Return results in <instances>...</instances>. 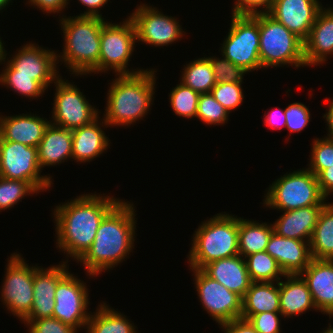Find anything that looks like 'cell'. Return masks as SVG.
I'll return each instance as SVG.
<instances>
[{"label":"cell","mask_w":333,"mask_h":333,"mask_svg":"<svg viewBox=\"0 0 333 333\" xmlns=\"http://www.w3.org/2000/svg\"><path fill=\"white\" fill-rule=\"evenodd\" d=\"M224 333H259L249 320L238 318L220 325Z\"/></svg>","instance_id":"47"},{"label":"cell","mask_w":333,"mask_h":333,"mask_svg":"<svg viewBox=\"0 0 333 333\" xmlns=\"http://www.w3.org/2000/svg\"><path fill=\"white\" fill-rule=\"evenodd\" d=\"M41 170L72 159V130L49 124L37 146Z\"/></svg>","instance_id":"27"},{"label":"cell","mask_w":333,"mask_h":333,"mask_svg":"<svg viewBox=\"0 0 333 333\" xmlns=\"http://www.w3.org/2000/svg\"><path fill=\"white\" fill-rule=\"evenodd\" d=\"M29 329L28 333H78V329L64 324L55 317L41 319H22Z\"/></svg>","instance_id":"42"},{"label":"cell","mask_w":333,"mask_h":333,"mask_svg":"<svg viewBox=\"0 0 333 333\" xmlns=\"http://www.w3.org/2000/svg\"><path fill=\"white\" fill-rule=\"evenodd\" d=\"M326 201L316 206L282 211L283 214L272 224L273 231L279 236L310 242L319 215L328 203Z\"/></svg>","instance_id":"24"},{"label":"cell","mask_w":333,"mask_h":333,"mask_svg":"<svg viewBox=\"0 0 333 333\" xmlns=\"http://www.w3.org/2000/svg\"><path fill=\"white\" fill-rule=\"evenodd\" d=\"M231 17L230 29L221 44V55L250 72L262 68L259 56V14Z\"/></svg>","instance_id":"9"},{"label":"cell","mask_w":333,"mask_h":333,"mask_svg":"<svg viewBox=\"0 0 333 333\" xmlns=\"http://www.w3.org/2000/svg\"><path fill=\"white\" fill-rule=\"evenodd\" d=\"M317 179L322 195L329 199V196L333 195V165L324 169Z\"/></svg>","instance_id":"48"},{"label":"cell","mask_w":333,"mask_h":333,"mask_svg":"<svg viewBox=\"0 0 333 333\" xmlns=\"http://www.w3.org/2000/svg\"><path fill=\"white\" fill-rule=\"evenodd\" d=\"M273 0H235L231 15L253 16L269 13Z\"/></svg>","instance_id":"43"},{"label":"cell","mask_w":333,"mask_h":333,"mask_svg":"<svg viewBox=\"0 0 333 333\" xmlns=\"http://www.w3.org/2000/svg\"><path fill=\"white\" fill-rule=\"evenodd\" d=\"M263 312H280L279 281L252 282L242 298L241 318L248 320L252 315Z\"/></svg>","instance_id":"28"},{"label":"cell","mask_w":333,"mask_h":333,"mask_svg":"<svg viewBox=\"0 0 333 333\" xmlns=\"http://www.w3.org/2000/svg\"><path fill=\"white\" fill-rule=\"evenodd\" d=\"M259 34L262 69L306 66L304 42L268 13L259 14Z\"/></svg>","instance_id":"6"},{"label":"cell","mask_w":333,"mask_h":333,"mask_svg":"<svg viewBox=\"0 0 333 333\" xmlns=\"http://www.w3.org/2000/svg\"><path fill=\"white\" fill-rule=\"evenodd\" d=\"M280 312H263L252 315L248 320L259 333H281Z\"/></svg>","instance_id":"44"},{"label":"cell","mask_w":333,"mask_h":333,"mask_svg":"<svg viewBox=\"0 0 333 333\" xmlns=\"http://www.w3.org/2000/svg\"><path fill=\"white\" fill-rule=\"evenodd\" d=\"M70 0H27L26 4L33 6V8L39 9L44 13L56 14L63 13L65 8L70 5Z\"/></svg>","instance_id":"45"},{"label":"cell","mask_w":333,"mask_h":333,"mask_svg":"<svg viewBox=\"0 0 333 333\" xmlns=\"http://www.w3.org/2000/svg\"><path fill=\"white\" fill-rule=\"evenodd\" d=\"M51 124L73 130L92 123L99 117L98 109L91 105L80 88L60 76L54 83Z\"/></svg>","instance_id":"12"},{"label":"cell","mask_w":333,"mask_h":333,"mask_svg":"<svg viewBox=\"0 0 333 333\" xmlns=\"http://www.w3.org/2000/svg\"><path fill=\"white\" fill-rule=\"evenodd\" d=\"M135 212L134 203L121 199L105 215L92 245L77 261L84 266L89 279L127 260L135 246Z\"/></svg>","instance_id":"2"},{"label":"cell","mask_w":333,"mask_h":333,"mask_svg":"<svg viewBox=\"0 0 333 333\" xmlns=\"http://www.w3.org/2000/svg\"><path fill=\"white\" fill-rule=\"evenodd\" d=\"M12 2V0H0V11L2 12V10L5 9Z\"/></svg>","instance_id":"51"},{"label":"cell","mask_w":333,"mask_h":333,"mask_svg":"<svg viewBox=\"0 0 333 333\" xmlns=\"http://www.w3.org/2000/svg\"><path fill=\"white\" fill-rule=\"evenodd\" d=\"M208 58L211 61L216 83H242L245 74L248 73L242 67L226 59L223 55L221 58L215 56Z\"/></svg>","instance_id":"40"},{"label":"cell","mask_w":333,"mask_h":333,"mask_svg":"<svg viewBox=\"0 0 333 333\" xmlns=\"http://www.w3.org/2000/svg\"><path fill=\"white\" fill-rule=\"evenodd\" d=\"M21 47L17 49L18 52L16 50V54H13L12 57L8 55L11 59L7 57L5 47L3 48L0 64L6 66L3 65L2 71H16V75L34 76V80L38 81L45 89L55 83L60 77L57 51H51V48L46 49L32 42H26Z\"/></svg>","instance_id":"13"},{"label":"cell","mask_w":333,"mask_h":333,"mask_svg":"<svg viewBox=\"0 0 333 333\" xmlns=\"http://www.w3.org/2000/svg\"><path fill=\"white\" fill-rule=\"evenodd\" d=\"M189 270L193 272V284H195L198 299L205 312L207 311L218 325L241 318L242 297L240 295L230 291L201 269L190 268Z\"/></svg>","instance_id":"15"},{"label":"cell","mask_w":333,"mask_h":333,"mask_svg":"<svg viewBox=\"0 0 333 333\" xmlns=\"http://www.w3.org/2000/svg\"><path fill=\"white\" fill-rule=\"evenodd\" d=\"M105 127L108 128L109 125L103 118L98 117L92 123L72 130V159L74 162L75 160L80 164L91 162L107 151L111 142L104 131Z\"/></svg>","instance_id":"23"},{"label":"cell","mask_w":333,"mask_h":333,"mask_svg":"<svg viewBox=\"0 0 333 333\" xmlns=\"http://www.w3.org/2000/svg\"><path fill=\"white\" fill-rule=\"evenodd\" d=\"M333 57V8H322L304 41L306 66H318Z\"/></svg>","instance_id":"20"},{"label":"cell","mask_w":333,"mask_h":333,"mask_svg":"<svg viewBox=\"0 0 333 333\" xmlns=\"http://www.w3.org/2000/svg\"><path fill=\"white\" fill-rule=\"evenodd\" d=\"M51 121L30 113L3 116L0 115V137L6 141L18 142L37 147Z\"/></svg>","instance_id":"22"},{"label":"cell","mask_w":333,"mask_h":333,"mask_svg":"<svg viewBox=\"0 0 333 333\" xmlns=\"http://www.w3.org/2000/svg\"><path fill=\"white\" fill-rule=\"evenodd\" d=\"M245 261L252 282H278L285 276L277 261L266 251L250 254Z\"/></svg>","instance_id":"33"},{"label":"cell","mask_w":333,"mask_h":333,"mask_svg":"<svg viewBox=\"0 0 333 333\" xmlns=\"http://www.w3.org/2000/svg\"><path fill=\"white\" fill-rule=\"evenodd\" d=\"M106 302H101L95 312H91L86 325V333H136L135 326L127 315L109 307ZM139 333V332H137Z\"/></svg>","instance_id":"29"},{"label":"cell","mask_w":333,"mask_h":333,"mask_svg":"<svg viewBox=\"0 0 333 333\" xmlns=\"http://www.w3.org/2000/svg\"><path fill=\"white\" fill-rule=\"evenodd\" d=\"M2 41H3V40H1V38H0V58L2 57V54H3V48H4V44H5V43H3Z\"/></svg>","instance_id":"53"},{"label":"cell","mask_w":333,"mask_h":333,"mask_svg":"<svg viewBox=\"0 0 333 333\" xmlns=\"http://www.w3.org/2000/svg\"><path fill=\"white\" fill-rule=\"evenodd\" d=\"M329 326L323 330L321 333H333V326L331 325V323L328 324Z\"/></svg>","instance_id":"52"},{"label":"cell","mask_w":333,"mask_h":333,"mask_svg":"<svg viewBox=\"0 0 333 333\" xmlns=\"http://www.w3.org/2000/svg\"><path fill=\"white\" fill-rule=\"evenodd\" d=\"M19 252L12 253L7 258L5 274L1 287V302L9 313L22 320L33 306L34 273L41 267L30 265Z\"/></svg>","instance_id":"10"},{"label":"cell","mask_w":333,"mask_h":333,"mask_svg":"<svg viewBox=\"0 0 333 333\" xmlns=\"http://www.w3.org/2000/svg\"><path fill=\"white\" fill-rule=\"evenodd\" d=\"M322 8L319 0H273L268 14L304 42Z\"/></svg>","instance_id":"17"},{"label":"cell","mask_w":333,"mask_h":333,"mask_svg":"<svg viewBox=\"0 0 333 333\" xmlns=\"http://www.w3.org/2000/svg\"><path fill=\"white\" fill-rule=\"evenodd\" d=\"M40 192L28 181L0 177V212L7 210L25 199V196ZM2 210V211H1Z\"/></svg>","instance_id":"35"},{"label":"cell","mask_w":333,"mask_h":333,"mask_svg":"<svg viewBox=\"0 0 333 333\" xmlns=\"http://www.w3.org/2000/svg\"><path fill=\"white\" fill-rule=\"evenodd\" d=\"M243 83H216L211 90L214 98L231 113L240 107L244 100Z\"/></svg>","instance_id":"39"},{"label":"cell","mask_w":333,"mask_h":333,"mask_svg":"<svg viewBox=\"0 0 333 333\" xmlns=\"http://www.w3.org/2000/svg\"><path fill=\"white\" fill-rule=\"evenodd\" d=\"M0 73V84L12 89L19 96L33 100L42 97L46 92V89L34 80V76L16 75V71H2Z\"/></svg>","instance_id":"36"},{"label":"cell","mask_w":333,"mask_h":333,"mask_svg":"<svg viewBox=\"0 0 333 333\" xmlns=\"http://www.w3.org/2000/svg\"><path fill=\"white\" fill-rule=\"evenodd\" d=\"M136 42L135 26L129 16L119 23L106 21L101 29L99 73L110 70L116 75H123L145 70L128 68Z\"/></svg>","instance_id":"8"},{"label":"cell","mask_w":333,"mask_h":333,"mask_svg":"<svg viewBox=\"0 0 333 333\" xmlns=\"http://www.w3.org/2000/svg\"><path fill=\"white\" fill-rule=\"evenodd\" d=\"M59 22L64 49L57 53L58 65L62 62L74 76L99 74L101 29L105 18L63 15Z\"/></svg>","instance_id":"4"},{"label":"cell","mask_w":333,"mask_h":333,"mask_svg":"<svg viewBox=\"0 0 333 333\" xmlns=\"http://www.w3.org/2000/svg\"><path fill=\"white\" fill-rule=\"evenodd\" d=\"M264 125L273 130L281 131L286 126L285 109L274 108L264 113Z\"/></svg>","instance_id":"46"},{"label":"cell","mask_w":333,"mask_h":333,"mask_svg":"<svg viewBox=\"0 0 333 333\" xmlns=\"http://www.w3.org/2000/svg\"><path fill=\"white\" fill-rule=\"evenodd\" d=\"M237 217L220 212L198 225L187 256L190 268L202 269L210 262L239 255Z\"/></svg>","instance_id":"5"},{"label":"cell","mask_w":333,"mask_h":333,"mask_svg":"<svg viewBox=\"0 0 333 333\" xmlns=\"http://www.w3.org/2000/svg\"><path fill=\"white\" fill-rule=\"evenodd\" d=\"M68 260L58 265L39 267L34 273L33 306L23 319H41L53 317L55 291L58 282L69 272Z\"/></svg>","instance_id":"18"},{"label":"cell","mask_w":333,"mask_h":333,"mask_svg":"<svg viewBox=\"0 0 333 333\" xmlns=\"http://www.w3.org/2000/svg\"><path fill=\"white\" fill-rule=\"evenodd\" d=\"M325 199L317 176L307 168H302L286 172L273 181L266 190L263 206L282 212L320 205Z\"/></svg>","instance_id":"7"},{"label":"cell","mask_w":333,"mask_h":333,"mask_svg":"<svg viewBox=\"0 0 333 333\" xmlns=\"http://www.w3.org/2000/svg\"><path fill=\"white\" fill-rule=\"evenodd\" d=\"M138 6V7H137ZM129 15L136 30L137 43H146L152 47H162L181 41L186 32L175 18L164 15L157 7L148 3L137 5Z\"/></svg>","instance_id":"14"},{"label":"cell","mask_w":333,"mask_h":333,"mask_svg":"<svg viewBox=\"0 0 333 333\" xmlns=\"http://www.w3.org/2000/svg\"><path fill=\"white\" fill-rule=\"evenodd\" d=\"M104 195V196H102ZM121 199L105 194L84 193L53 209L56 248L77 261L92 245L105 215Z\"/></svg>","instance_id":"1"},{"label":"cell","mask_w":333,"mask_h":333,"mask_svg":"<svg viewBox=\"0 0 333 333\" xmlns=\"http://www.w3.org/2000/svg\"><path fill=\"white\" fill-rule=\"evenodd\" d=\"M328 103L329 106L328 108L326 109V113L323 114L324 116H322L325 121H326V125L328 126L327 127V130H328V134H327V137H330V138H333V99L330 101L329 98L326 97V99L324 100V103Z\"/></svg>","instance_id":"50"},{"label":"cell","mask_w":333,"mask_h":333,"mask_svg":"<svg viewBox=\"0 0 333 333\" xmlns=\"http://www.w3.org/2000/svg\"><path fill=\"white\" fill-rule=\"evenodd\" d=\"M279 280V304L283 318H292L315 310L318 312L306 281L300 274L285 275ZM312 309V310H311Z\"/></svg>","instance_id":"26"},{"label":"cell","mask_w":333,"mask_h":333,"mask_svg":"<svg viewBox=\"0 0 333 333\" xmlns=\"http://www.w3.org/2000/svg\"><path fill=\"white\" fill-rule=\"evenodd\" d=\"M201 270L242 298L245 296L252 283L245 258L241 255L210 262Z\"/></svg>","instance_id":"25"},{"label":"cell","mask_w":333,"mask_h":333,"mask_svg":"<svg viewBox=\"0 0 333 333\" xmlns=\"http://www.w3.org/2000/svg\"><path fill=\"white\" fill-rule=\"evenodd\" d=\"M156 72L147 68L136 74L116 75L107 92L106 109L102 118L109 125L129 127L144 120L154 103Z\"/></svg>","instance_id":"3"},{"label":"cell","mask_w":333,"mask_h":333,"mask_svg":"<svg viewBox=\"0 0 333 333\" xmlns=\"http://www.w3.org/2000/svg\"><path fill=\"white\" fill-rule=\"evenodd\" d=\"M314 259L333 260V202L322 209L310 240Z\"/></svg>","instance_id":"31"},{"label":"cell","mask_w":333,"mask_h":333,"mask_svg":"<svg viewBox=\"0 0 333 333\" xmlns=\"http://www.w3.org/2000/svg\"><path fill=\"white\" fill-rule=\"evenodd\" d=\"M307 169L318 176L324 169L333 165V138H314Z\"/></svg>","instance_id":"38"},{"label":"cell","mask_w":333,"mask_h":333,"mask_svg":"<svg viewBox=\"0 0 333 333\" xmlns=\"http://www.w3.org/2000/svg\"><path fill=\"white\" fill-rule=\"evenodd\" d=\"M41 172L37 147L6 141L0 137V177L28 181L39 192H46L54 183L50 174L43 176Z\"/></svg>","instance_id":"11"},{"label":"cell","mask_w":333,"mask_h":333,"mask_svg":"<svg viewBox=\"0 0 333 333\" xmlns=\"http://www.w3.org/2000/svg\"><path fill=\"white\" fill-rule=\"evenodd\" d=\"M285 275L301 274L312 261L310 242L272 233L266 250Z\"/></svg>","instance_id":"19"},{"label":"cell","mask_w":333,"mask_h":333,"mask_svg":"<svg viewBox=\"0 0 333 333\" xmlns=\"http://www.w3.org/2000/svg\"><path fill=\"white\" fill-rule=\"evenodd\" d=\"M287 130L292 133H299L306 128L311 119L309 108L302 102H294L285 108Z\"/></svg>","instance_id":"41"},{"label":"cell","mask_w":333,"mask_h":333,"mask_svg":"<svg viewBox=\"0 0 333 333\" xmlns=\"http://www.w3.org/2000/svg\"><path fill=\"white\" fill-rule=\"evenodd\" d=\"M229 111L210 93L200 94L196 118L207 125H224L229 120Z\"/></svg>","instance_id":"37"},{"label":"cell","mask_w":333,"mask_h":333,"mask_svg":"<svg viewBox=\"0 0 333 333\" xmlns=\"http://www.w3.org/2000/svg\"><path fill=\"white\" fill-rule=\"evenodd\" d=\"M88 292L86 282L68 272L58 282L53 317L75 329H85L91 315Z\"/></svg>","instance_id":"16"},{"label":"cell","mask_w":333,"mask_h":333,"mask_svg":"<svg viewBox=\"0 0 333 333\" xmlns=\"http://www.w3.org/2000/svg\"><path fill=\"white\" fill-rule=\"evenodd\" d=\"M199 96V93L181 82L173 87L169 93V102L174 115L185 119L196 118Z\"/></svg>","instance_id":"34"},{"label":"cell","mask_w":333,"mask_h":333,"mask_svg":"<svg viewBox=\"0 0 333 333\" xmlns=\"http://www.w3.org/2000/svg\"><path fill=\"white\" fill-rule=\"evenodd\" d=\"M180 82L199 94L210 93L216 84L211 61L204 56L183 65Z\"/></svg>","instance_id":"32"},{"label":"cell","mask_w":333,"mask_h":333,"mask_svg":"<svg viewBox=\"0 0 333 333\" xmlns=\"http://www.w3.org/2000/svg\"><path fill=\"white\" fill-rule=\"evenodd\" d=\"M273 232L271 223L239 217V255L245 258L250 254L265 251Z\"/></svg>","instance_id":"30"},{"label":"cell","mask_w":333,"mask_h":333,"mask_svg":"<svg viewBox=\"0 0 333 333\" xmlns=\"http://www.w3.org/2000/svg\"><path fill=\"white\" fill-rule=\"evenodd\" d=\"M306 281L313 302L322 314L333 317V260L312 259L300 274Z\"/></svg>","instance_id":"21"},{"label":"cell","mask_w":333,"mask_h":333,"mask_svg":"<svg viewBox=\"0 0 333 333\" xmlns=\"http://www.w3.org/2000/svg\"><path fill=\"white\" fill-rule=\"evenodd\" d=\"M80 4L86 6V11L84 13H80L77 16H88V17H102V14L100 12V8L105 6L108 1L110 0H78Z\"/></svg>","instance_id":"49"}]
</instances>
